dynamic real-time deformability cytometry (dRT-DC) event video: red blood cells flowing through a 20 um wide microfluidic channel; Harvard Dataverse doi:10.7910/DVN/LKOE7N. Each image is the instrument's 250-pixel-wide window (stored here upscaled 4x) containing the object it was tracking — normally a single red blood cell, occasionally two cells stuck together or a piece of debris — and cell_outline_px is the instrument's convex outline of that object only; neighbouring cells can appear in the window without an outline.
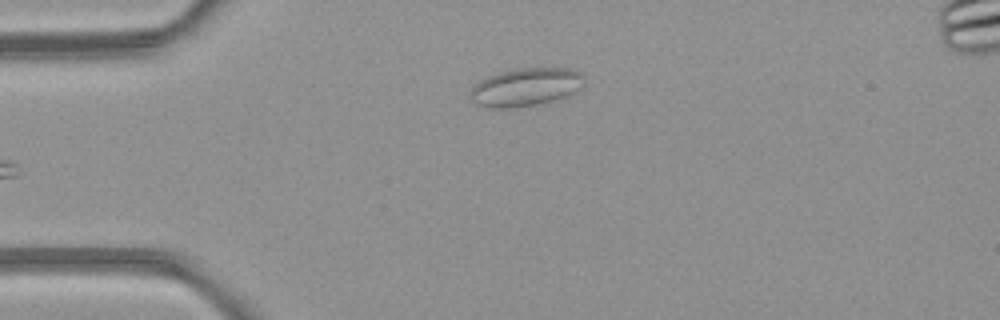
{"species": "common noctule bat (a hibernating species)", "species_latin": "Nyctalus noctula", "temperature_condition": "room temperature", "stored_images_in_passage": 5, "camera_frame_rate_fps": 3000, "um_per_image_px": 0.085, "animal": {"sex": "female", "body_mass_g": 21.9}, "frame": {"image": 1, "passage_image": 5, "time_ms": 5.333, "image_size_px": [1000, 320], "cell_outline_px": [[584, 84], [572, 92], [564, 96], [552, 100], [536, 104], [512, 108], [492, 108], [480, 104], [472, 100], [468, 96], [472, 84], [488, 76], [500, 72], [520, 68], [568, 68], [580, 72], [584, 76]], "centroid_in_image_um": [44.64, 7.39], "position_along_channel_um": 40.4, "area_um2": 25.09}}